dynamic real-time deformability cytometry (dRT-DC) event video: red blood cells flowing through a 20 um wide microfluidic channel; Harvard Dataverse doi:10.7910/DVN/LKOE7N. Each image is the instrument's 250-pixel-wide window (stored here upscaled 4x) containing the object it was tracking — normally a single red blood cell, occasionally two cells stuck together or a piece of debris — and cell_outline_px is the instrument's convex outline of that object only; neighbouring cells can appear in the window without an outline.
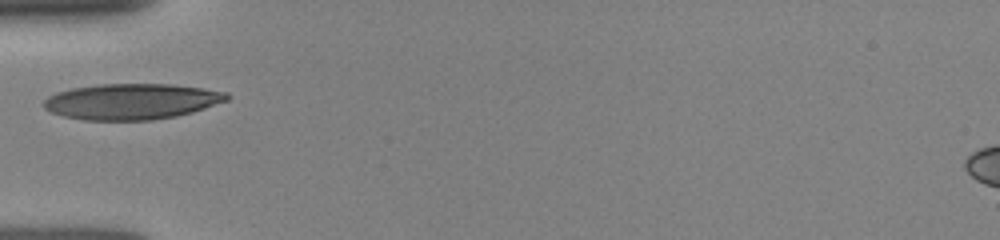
{"species": "human", "species_latin": "Homo sapiens", "temperature_condition": "room temperature", "stored_images_in_passage": 48, "camera_frame_rate_fps": 3000, "um_per_image_px": 0.085, "donor": {"sex": "female"}, "frame": {"image": 1, "passage_image": 1, "time_ms": 0.0, "image_size_px": [1000, 240], "cell_outline_px": [[232, 96], [228, 100], [192, 112], [176, 116], [152, 120], [84, 120], [64, 116], [52, 112], [44, 108], [44, 100], [48, 96], [56, 92], [72, 88], [100, 84], [172, 84], [204, 88], [228, 92]], "centroid_in_image_um": [11.22, 8.62], "position_along_channel_um": 73.8, "area_um2": 38.32}}
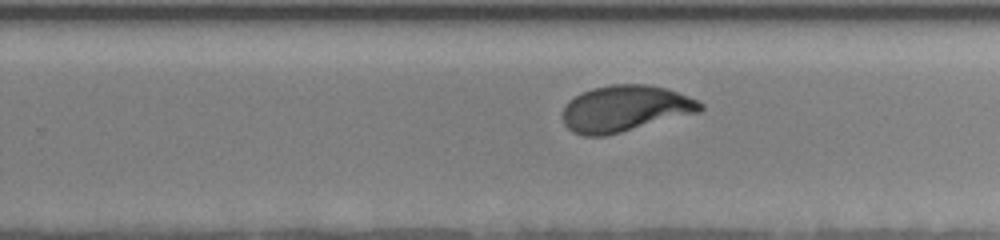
{"frame": {"image": 2, "passage_image": 21, "time_ms": 5.0, "image_size_px": [1000, 240], "cell_outline_px": [[704, 108], [700, 112], [604, 136], [584, 136], [572, 132], [564, 124], [564, 108], [568, 100], [592, 88], [612, 84], [648, 84], [668, 88], [696, 100], [704, 104]], "centroid_in_image_um": [53.14, 9.22], "position_along_channel_um": 276.7, "area_um2": 36.93}}
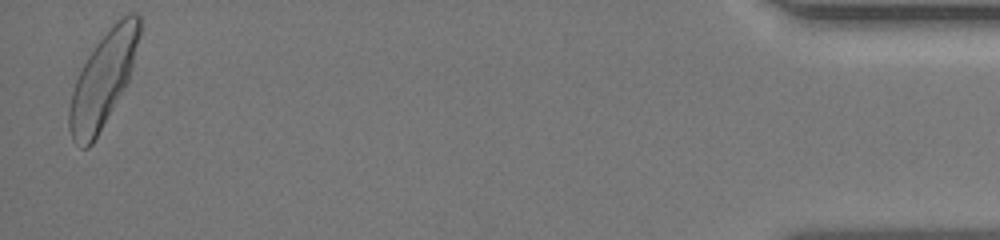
{"frame": {"image": 3, "passage_image": 46, "time_ms": 10.667, "image_size_px": [1000, 240], "cell_outline_px": [[140, 32], [128, 80], [124, 88], [92, 144], [88, 148], [80, 148], [72, 140], [68, 128], [68, 108], [72, 92], [76, 80], [88, 56], [96, 44], [112, 24], [116, 20], [128, 12], [136, 12], [140, 16]], "centroid_in_image_um": [8.73, 6.76], "position_along_channel_um": 426.5, "area_um2": 37.86}}